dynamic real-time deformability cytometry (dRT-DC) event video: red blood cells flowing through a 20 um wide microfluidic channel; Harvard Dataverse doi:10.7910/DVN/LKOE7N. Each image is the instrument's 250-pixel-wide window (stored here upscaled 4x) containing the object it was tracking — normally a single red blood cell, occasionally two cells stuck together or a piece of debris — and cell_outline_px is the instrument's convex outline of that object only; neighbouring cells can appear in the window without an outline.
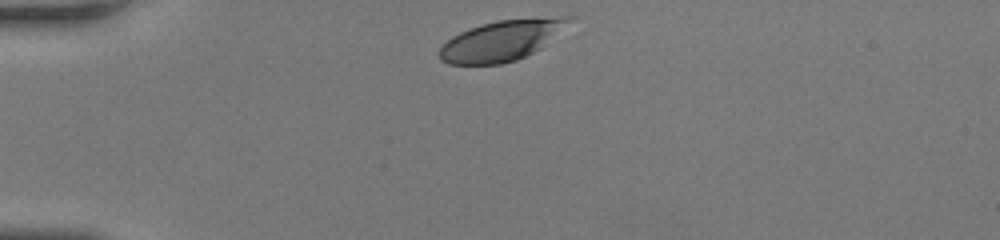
{"species": "human", "species_latin": "Homo sapiens", "temperature_condition": "room temperature", "stored_images_in_passage": 30, "camera_frame_rate_fps": 3000, "um_per_image_px": 0.085, "donor": {"sex": "female"}, "frame": {"image": 1, "passage_image": 1, "time_ms": 0.0, "image_size_px": [1000, 240], "cell_outline_px": [[576, 16], [540, 48], [516, 60], [500, 64], [448, 64], [440, 60], [440, 48], [452, 36], [468, 28], [496, 20], [560, 16]], "centroid_in_image_um": [42.6, 3.43], "position_along_channel_um": 42.4, "area_um2": 30.11}}
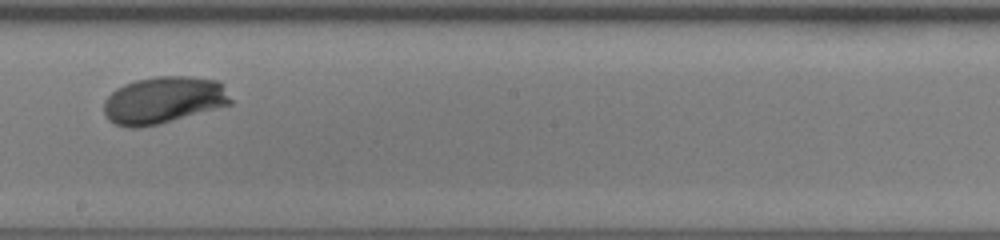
{"frame": {"image": 2, "passage_image": 18, "time_ms": 5.667, "image_size_px": [1000, 240], "cell_outline_px": [[232, 104], [160, 124], [140, 128], [128, 128], [116, 124], [108, 120], [104, 112], [104, 100], [116, 88], [124, 84], [136, 80], [156, 76], [192, 76], [220, 80], [232, 100]], "centroid_in_image_um": [13.9, 8.51], "position_along_channel_um": 234.3, "area_um2": 35.08}}
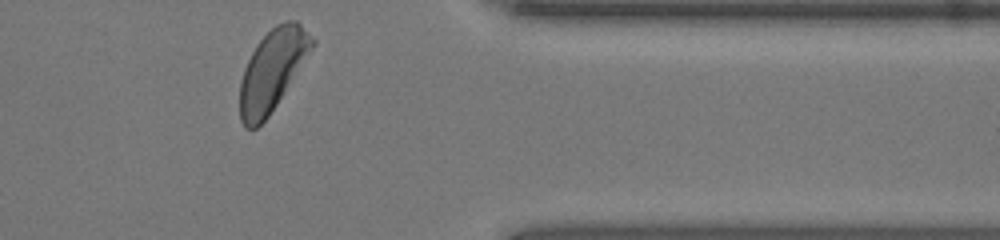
{"frame": {"image": 3, "passage_image": 30, "time_ms": 9.667, "image_size_px": [1000, 240], "cell_outline_px": [[316, 44], [268, 116], [256, 128], [244, 128], [240, 120], [240, 80], [244, 68], [256, 44], [276, 24], [284, 20], [296, 20], [316, 40]], "centroid_in_image_um": [23.15, 5.94], "position_along_channel_um": 388.3, "area_um2": 33.76}, "authors_computed_cell_mechanics": {"area_um2": 33.5529, "velocity_mm_per_s": 4.1442, "shape_relaxation_time_tau1_ms": 2.0884, "shape_relaxation_time_tau2_ms": null, "deformation_change_tau1": 0.1391, "deformation_change_tau2": null}}